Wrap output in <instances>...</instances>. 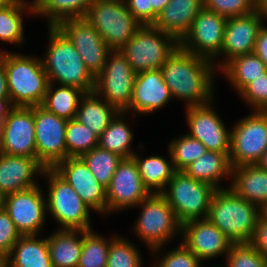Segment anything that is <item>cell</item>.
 Instances as JSON below:
<instances>
[{
  "label": "cell",
  "instance_id": "6da1fadb",
  "mask_svg": "<svg viewBox=\"0 0 267 267\" xmlns=\"http://www.w3.org/2000/svg\"><path fill=\"white\" fill-rule=\"evenodd\" d=\"M172 98L186 101L187 106L206 105L212 102L215 64L180 45L160 68Z\"/></svg>",
  "mask_w": 267,
  "mask_h": 267
},
{
  "label": "cell",
  "instance_id": "7a4b0ae2",
  "mask_svg": "<svg viewBox=\"0 0 267 267\" xmlns=\"http://www.w3.org/2000/svg\"><path fill=\"white\" fill-rule=\"evenodd\" d=\"M49 45L41 58L49 83L73 86L85 93L94 91L95 77L87 69L69 38L57 27L48 26Z\"/></svg>",
  "mask_w": 267,
  "mask_h": 267
},
{
  "label": "cell",
  "instance_id": "3957f363",
  "mask_svg": "<svg viewBox=\"0 0 267 267\" xmlns=\"http://www.w3.org/2000/svg\"><path fill=\"white\" fill-rule=\"evenodd\" d=\"M262 210L230 188L216 189L207 219L234 243L250 242Z\"/></svg>",
  "mask_w": 267,
  "mask_h": 267
},
{
  "label": "cell",
  "instance_id": "277c9868",
  "mask_svg": "<svg viewBox=\"0 0 267 267\" xmlns=\"http://www.w3.org/2000/svg\"><path fill=\"white\" fill-rule=\"evenodd\" d=\"M7 74L8 90L14 106L42 105L49 85L41 58L0 51Z\"/></svg>",
  "mask_w": 267,
  "mask_h": 267
},
{
  "label": "cell",
  "instance_id": "5b68a950",
  "mask_svg": "<svg viewBox=\"0 0 267 267\" xmlns=\"http://www.w3.org/2000/svg\"><path fill=\"white\" fill-rule=\"evenodd\" d=\"M139 206L143 209L134 225V233L150 248L152 256L175 234L182 236V224L160 193L150 194L136 207Z\"/></svg>",
  "mask_w": 267,
  "mask_h": 267
},
{
  "label": "cell",
  "instance_id": "8992f818",
  "mask_svg": "<svg viewBox=\"0 0 267 267\" xmlns=\"http://www.w3.org/2000/svg\"><path fill=\"white\" fill-rule=\"evenodd\" d=\"M180 43L153 25H142L119 51L136 73L157 70Z\"/></svg>",
  "mask_w": 267,
  "mask_h": 267
},
{
  "label": "cell",
  "instance_id": "52a82bcc",
  "mask_svg": "<svg viewBox=\"0 0 267 267\" xmlns=\"http://www.w3.org/2000/svg\"><path fill=\"white\" fill-rule=\"evenodd\" d=\"M167 186L160 194L182 225L191 220L207 218L215 187L195 180L184 171H176Z\"/></svg>",
  "mask_w": 267,
  "mask_h": 267
},
{
  "label": "cell",
  "instance_id": "ba28073f",
  "mask_svg": "<svg viewBox=\"0 0 267 267\" xmlns=\"http://www.w3.org/2000/svg\"><path fill=\"white\" fill-rule=\"evenodd\" d=\"M48 180L47 211L60 225V229L92 230L90 211L80 196L53 168L43 172Z\"/></svg>",
  "mask_w": 267,
  "mask_h": 267
},
{
  "label": "cell",
  "instance_id": "9c48e42d",
  "mask_svg": "<svg viewBox=\"0 0 267 267\" xmlns=\"http://www.w3.org/2000/svg\"><path fill=\"white\" fill-rule=\"evenodd\" d=\"M111 50H119L142 26L124 0H95L84 17Z\"/></svg>",
  "mask_w": 267,
  "mask_h": 267
},
{
  "label": "cell",
  "instance_id": "30bf717a",
  "mask_svg": "<svg viewBox=\"0 0 267 267\" xmlns=\"http://www.w3.org/2000/svg\"><path fill=\"white\" fill-rule=\"evenodd\" d=\"M232 128L231 167L256 164L267 149V111H253L238 120Z\"/></svg>",
  "mask_w": 267,
  "mask_h": 267
},
{
  "label": "cell",
  "instance_id": "8fae6325",
  "mask_svg": "<svg viewBox=\"0 0 267 267\" xmlns=\"http://www.w3.org/2000/svg\"><path fill=\"white\" fill-rule=\"evenodd\" d=\"M136 76L120 51L112 50L103 70L95 77L94 92L124 112L130 106Z\"/></svg>",
  "mask_w": 267,
  "mask_h": 267
},
{
  "label": "cell",
  "instance_id": "7c38bea8",
  "mask_svg": "<svg viewBox=\"0 0 267 267\" xmlns=\"http://www.w3.org/2000/svg\"><path fill=\"white\" fill-rule=\"evenodd\" d=\"M226 23V17L203 8L193 20L180 46L190 53L213 62L216 66L218 57L222 56Z\"/></svg>",
  "mask_w": 267,
  "mask_h": 267
},
{
  "label": "cell",
  "instance_id": "4fadbf2b",
  "mask_svg": "<svg viewBox=\"0 0 267 267\" xmlns=\"http://www.w3.org/2000/svg\"><path fill=\"white\" fill-rule=\"evenodd\" d=\"M66 119L34 106L35 141L37 160L45 168H54L67 158L65 143Z\"/></svg>",
  "mask_w": 267,
  "mask_h": 267
},
{
  "label": "cell",
  "instance_id": "5bb4252c",
  "mask_svg": "<svg viewBox=\"0 0 267 267\" xmlns=\"http://www.w3.org/2000/svg\"><path fill=\"white\" fill-rule=\"evenodd\" d=\"M0 152L37 160L34 106H15L0 123Z\"/></svg>",
  "mask_w": 267,
  "mask_h": 267
},
{
  "label": "cell",
  "instance_id": "9a60e30c",
  "mask_svg": "<svg viewBox=\"0 0 267 267\" xmlns=\"http://www.w3.org/2000/svg\"><path fill=\"white\" fill-rule=\"evenodd\" d=\"M151 193L144 186L133 158H123L106 188V215L136 207Z\"/></svg>",
  "mask_w": 267,
  "mask_h": 267
},
{
  "label": "cell",
  "instance_id": "2e32d148",
  "mask_svg": "<svg viewBox=\"0 0 267 267\" xmlns=\"http://www.w3.org/2000/svg\"><path fill=\"white\" fill-rule=\"evenodd\" d=\"M57 27L69 38L90 73L96 77L112 51L100 33L85 19H65Z\"/></svg>",
  "mask_w": 267,
  "mask_h": 267
},
{
  "label": "cell",
  "instance_id": "e0dca14e",
  "mask_svg": "<svg viewBox=\"0 0 267 267\" xmlns=\"http://www.w3.org/2000/svg\"><path fill=\"white\" fill-rule=\"evenodd\" d=\"M40 187L36 185L4 197V209L22 236L39 235L44 227L47 207Z\"/></svg>",
  "mask_w": 267,
  "mask_h": 267
},
{
  "label": "cell",
  "instance_id": "ac0fdd59",
  "mask_svg": "<svg viewBox=\"0 0 267 267\" xmlns=\"http://www.w3.org/2000/svg\"><path fill=\"white\" fill-rule=\"evenodd\" d=\"M212 104L185 107L188 135L201 141L209 151L230 153L231 131L226 129Z\"/></svg>",
  "mask_w": 267,
  "mask_h": 267
},
{
  "label": "cell",
  "instance_id": "d6986e66",
  "mask_svg": "<svg viewBox=\"0 0 267 267\" xmlns=\"http://www.w3.org/2000/svg\"><path fill=\"white\" fill-rule=\"evenodd\" d=\"M53 169L71 185L92 211L106 215V187L97 181L80 157H68Z\"/></svg>",
  "mask_w": 267,
  "mask_h": 267
},
{
  "label": "cell",
  "instance_id": "ffe728a7",
  "mask_svg": "<svg viewBox=\"0 0 267 267\" xmlns=\"http://www.w3.org/2000/svg\"><path fill=\"white\" fill-rule=\"evenodd\" d=\"M264 18L254 11L248 15L227 18L222 45L224 60L216 61L219 71L229 60L254 52L256 38L264 25Z\"/></svg>",
  "mask_w": 267,
  "mask_h": 267
},
{
  "label": "cell",
  "instance_id": "44dd1931",
  "mask_svg": "<svg viewBox=\"0 0 267 267\" xmlns=\"http://www.w3.org/2000/svg\"><path fill=\"white\" fill-rule=\"evenodd\" d=\"M183 244L202 262L226 255L234 242L207 218L191 220L182 225Z\"/></svg>",
  "mask_w": 267,
  "mask_h": 267
},
{
  "label": "cell",
  "instance_id": "7402d4cb",
  "mask_svg": "<svg viewBox=\"0 0 267 267\" xmlns=\"http://www.w3.org/2000/svg\"><path fill=\"white\" fill-rule=\"evenodd\" d=\"M172 95L169 87L165 84L161 70H149L137 73L133 95L128 111L134 116L136 114H150L163 106L170 100Z\"/></svg>",
  "mask_w": 267,
  "mask_h": 267
},
{
  "label": "cell",
  "instance_id": "603a6c76",
  "mask_svg": "<svg viewBox=\"0 0 267 267\" xmlns=\"http://www.w3.org/2000/svg\"><path fill=\"white\" fill-rule=\"evenodd\" d=\"M44 170L45 167L34 158L0 152V193L5 197L39 185L34 176H42Z\"/></svg>",
  "mask_w": 267,
  "mask_h": 267
},
{
  "label": "cell",
  "instance_id": "cb8c5ba5",
  "mask_svg": "<svg viewBox=\"0 0 267 267\" xmlns=\"http://www.w3.org/2000/svg\"><path fill=\"white\" fill-rule=\"evenodd\" d=\"M203 8V0H170L158 14L153 26L173 36L180 43Z\"/></svg>",
  "mask_w": 267,
  "mask_h": 267
},
{
  "label": "cell",
  "instance_id": "d4e9b609",
  "mask_svg": "<svg viewBox=\"0 0 267 267\" xmlns=\"http://www.w3.org/2000/svg\"><path fill=\"white\" fill-rule=\"evenodd\" d=\"M228 186L236 195L257 205L267 207V171L254 165H241L231 170Z\"/></svg>",
  "mask_w": 267,
  "mask_h": 267
},
{
  "label": "cell",
  "instance_id": "484cf974",
  "mask_svg": "<svg viewBox=\"0 0 267 267\" xmlns=\"http://www.w3.org/2000/svg\"><path fill=\"white\" fill-rule=\"evenodd\" d=\"M52 267H77L83 248V230L58 229L48 237Z\"/></svg>",
  "mask_w": 267,
  "mask_h": 267
},
{
  "label": "cell",
  "instance_id": "4316f807",
  "mask_svg": "<svg viewBox=\"0 0 267 267\" xmlns=\"http://www.w3.org/2000/svg\"><path fill=\"white\" fill-rule=\"evenodd\" d=\"M5 261L7 267H52L48 237L21 236Z\"/></svg>",
  "mask_w": 267,
  "mask_h": 267
},
{
  "label": "cell",
  "instance_id": "83f0119b",
  "mask_svg": "<svg viewBox=\"0 0 267 267\" xmlns=\"http://www.w3.org/2000/svg\"><path fill=\"white\" fill-rule=\"evenodd\" d=\"M119 112L93 91L81 98L75 119L100 137Z\"/></svg>",
  "mask_w": 267,
  "mask_h": 267
},
{
  "label": "cell",
  "instance_id": "f1b7e54d",
  "mask_svg": "<svg viewBox=\"0 0 267 267\" xmlns=\"http://www.w3.org/2000/svg\"><path fill=\"white\" fill-rule=\"evenodd\" d=\"M229 153L213 152L207 150L200 158L193 161L183 171L195 180L208 183L216 189L220 186L221 179L231 176Z\"/></svg>",
  "mask_w": 267,
  "mask_h": 267
},
{
  "label": "cell",
  "instance_id": "f546056e",
  "mask_svg": "<svg viewBox=\"0 0 267 267\" xmlns=\"http://www.w3.org/2000/svg\"><path fill=\"white\" fill-rule=\"evenodd\" d=\"M168 153L169 161L159 155L144 157V159L136 153L132 156L137 164L142 182L151 194L161 193L176 172L169 150Z\"/></svg>",
  "mask_w": 267,
  "mask_h": 267
},
{
  "label": "cell",
  "instance_id": "4dcf8cb0",
  "mask_svg": "<svg viewBox=\"0 0 267 267\" xmlns=\"http://www.w3.org/2000/svg\"><path fill=\"white\" fill-rule=\"evenodd\" d=\"M266 70V64L252 52L229 60L219 71L239 93L247 84L262 76Z\"/></svg>",
  "mask_w": 267,
  "mask_h": 267
},
{
  "label": "cell",
  "instance_id": "1f68e13d",
  "mask_svg": "<svg viewBox=\"0 0 267 267\" xmlns=\"http://www.w3.org/2000/svg\"><path fill=\"white\" fill-rule=\"evenodd\" d=\"M95 0H33L34 15L45 16L48 26H57L65 19L84 18Z\"/></svg>",
  "mask_w": 267,
  "mask_h": 267
},
{
  "label": "cell",
  "instance_id": "d6a6232c",
  "mask_svg": "<svg viewBox=\"0 0 267 267\" xmlns=\"http://www.w3.org/2000/svg\"><path fill=\"white\" fill-rule=\"evenodd\" d=\"M31 13L34 15L33 1L19 0L14 3L0 5V40L4 43L21 45L24 43L23 17ZM25 13V14H24Z\"/></svg>",
  "mask_w": 267,
  "mask_h": 267
},
{
  "label": "cell",
  "instance_id": "836d02e7",
  "mask_svg": "<svg viewBox=\"0 0 267 267\" xmlns=\"http://www.w3.org/2000/svg\"><path fill=\"white\" fill-rule=\"evenodd\" d=\"M54 87V83H49L41 106L58 117L66 120L74 119L85 92L73 86Z\"/></svg>",
  "mask_w": 267,
  "mask_h": 267
},
{
  "label": "cell",
  "instance_id": "e575fe53",
  "mask_svg": "<svg viewBox=\"0 0 267 267\" xmlns=\"http://www.w3.org/2000/svg\"><path fill=\"white\" fill-rule=\"evenodd\" d=\"M124 114L126 113L120 111L101 133L99 146L110 152L117 153L123 158H132L135 154L131 149L134 135L127 121L125 122Z\"/></svg>",
  "mask_w": 267,
  "mask_h": 267
},
{
  "label": "cell",
  "instance_id": "d590c367",
  "mask_svg": "<svg viewBox=\"0 0 267 267\" xmlns=\"http://www.w3.org/2000/svg\"><path fill=\"white\" fill-rule=\"evenodd\" d=\"M97 181L105 186H109L114 172L117 170L123 157L117 153L101 148L99 145L80 157Z\"/></svg>",
  "mask_w": 267,
  "mask_h": 267
},
{
  "label": "cell",
  "instance_id": "8d00e7d4",
  "mask_svg": "<svg viewBox=\"0 0 267 267\" xmlns=\"http://www.w3.org/2000/svg\"><path fill=\"white\" fill-rule=\"evenodd\" d=\"M93 230H83V248L77 267H106L111 240Z\"/></svg>",
  "mask_w": 267,
  "mask_h": 267
},
{
  "label": "cell",
  "instance_id": "74e56055",
  "mask_svg": "<svg viewBox=\"0 0 267 267\" xmlns=\"http://www.w3.org/2000/svg\"><path fill=\"white\" fill-rule=\"evenodd\" d=\"M65 143L67 146V158L81 157L99 145V137L74 118L67 121Z\"/></svg>",
  "mask_w": 267,
  "mask_h": 267
},
{
  "label": "cell",
  "instance_id": "f35d334b",
  "mask_svg": "<svg viewBox=\"0 0 267 267\" xmlns=\"http://www.w3.org/2000/svg\"><path fill=\"white\" fill-rule=\"evenodd\" d=\"M167 149L170 151L176 171H183L207 152L206 146L201 141L188 134L171 140Z\"/></svg>",
  "mask_w": 267,
  "mask_h": 267
},
{
  "label": "cell",
  "instance_id": "ab89813d",
  "mask_svg": "<svg viewBox=\"0 0 267 267\" xmlns=\"http://www.w3.org/2000/svg\"><path fill=\"white\" fill-rule=\"evenodd\" d=\"M138 248L126 238L115 235L111 240L106 267H142Z\"/></svg>",
  "mask_w": 267,
  "mask_h": 267
},
{
  "label": "cell",
  "instance_id": "60d3db41",
  "mask_svg": "<svg viewBox=\"0 0 267 267\" xmlns=\"http://www.w3.org/2000/svg\"><path fill=\"white\" fill-rule=\"evenodd\" d=\"M225 267H266L267 259L249 242L233 243ZM223 267V266H221Z\"/></svg>",
  "mask_w": 267,
  "mask_h": 267
},
{
  "label": "cell",
  "instance_id": "b9f144b4",
  "mask_svg": "<svg viewBox=\"0 0 267 267\" xmlns=\"http://www.w3.org/2000/svg\"><path fill=\"white\" fill-rule=\"evenodd\" d=\"M204 8L226 18L248 15L255 9V0H203Z\"/></svg>",
  "mask_w": 267,
  "mask_h": 267
},
{
  "label": "cell",
  "instance_id": "7bdbcfd3",
  "mask_svg": "<svg viewBox=\"0 0 267 267\" xmlns=\"http://www.w3.org/2000/svg\"><path fill=\"white\" fill-rule=\"evenodd\" d=\"M237 94L251 106L252 111H267V70Z\"/></svg>",
  "mask_w": 267,
  "mask_h": 267
},
{
  "label": "cell",
  "instance_id": "ee69618b",
  "mask_svg": "<svg viewBox=\"0 0 267 267\" xmlns=\"http://www.w3.org/2000/svg\"><path fill=\"white\" fill-rule=\"evenodd\" d=\"M161 258L153 267H202V261L183 242L167 251Z\"/></svg>",
  "mask_w": 267,
  "mask_h": 267
},
{
  "label": "cell",
  "instance_id": "f6af8a7d",
  "mask_svg": "<svg viewBox=\"0 0 267 267\" xmlns=\"http://www.w3.org/2000/svg\"><path fill=\"white\" fill-rule=\"evenodd\" d=\"M21 236L8 212L4 208L0 210V258L10 254Z\"/></svg>",
  "mask_w": 267,
  "mask_h": 267
},
{
  "label": "cell",
  "instance_id": "bcb514c9",
  "mask_svg": "<svg viewBox=\"0 0 267 267\" xmlns=\"http://www.w3.org/2000/svg\"><path fill=\"white\" fill-rule=\"evenodd\" d=\"M128 10L141 25H152L150 0H124Z\"/></svg>",
  "mask_w": 267,
  "mask_h": 267
},
{
  "label": "cell",
  "instance_id": "7dc6e473",
  "mask_svg": "<svg viewBox=\"0 0 267 267\" xmlns=\"http://www.w3.org/2000/svg\"><path fill=\"white\" fill-rule=\"evenodd\" d=\"M249 243L267 259V219L263 215L258 218Z\"/></svg>",
  "mask_w": 267,
  "mask_h": 267
},
{
  "label": "cell",
  "instance_id": "c3c4849f",
  "mask_svg": "<svg viewBox=\"0 0 267 267\" xmlns=\"http://www.w3.org/2000/svg\"><path fill=\"white\" fill-rule=\"evenodd\" d=\"M254 53L258 55L267 66V26L265 24L258 32Z\"/></svg>",
  "mask_w": 267,
  "mask_h": 267
},
{
  "label": "cell",
  "instance_id": "681fc988",
  "mask_svg": "<svg viewBox=\"0 0 267 267\" xmlns=\"http://www.w3.org/2000/svg\"><path fill=\"white\" fill-rule=\"evenodd\" d=\"M0 98H10L7 74L3 62L0 60Z\"/></svg>",
  "mask_w": 267,
  "mask_h": 267
},
{
  "label": "cell",
  "instance_id": "f907efd6",
  "mask_svg": "<svg viewBox=\"0 0 267 267\" xmlns=\"http://www.w3.org/2000/svg\"><path fill=\"white\" fill-rule=\"evenodd\" d=\"M14 107L10 98H0V123L9 115Z\"/></svg>",
  "mask_w": 267,
  "mask_h": 267
},
{
  "label": "cell",
  "instance_id": "816d5d0a",
  "mask_svg": "<svg viewBox=\"0 0 267 267\" xmlns=\"http://www.w3.org/2000/svg\"><path fill=\"white\" fill-rule=\"evenodd\" d=\"M170 0H150L152 5V25L157 19L158 14L165 8Z\"/></svg>",
  "mask_w": 267,
  "mask_h": 267
},
{
  "label": "cell",
  "instance_id": "f5cc1de1",
  "mask_svg": "<svg viewBox=\"0 0 267 267\" xmlns=\"http://www.w3.org/2000/svg\"><path fill=\"white\" fill-rule=\"evenodd\" d=\"M255 9L264 18V21L266 22V20H267V0H255Z\"/></svg>",
  "mask_w": 267,
  "mask_h": 267
},
{
  "label": "cell",
  "instance_id": "db71d44e",
  "mask_svg": "<svg viewBox=\"0 0 267 267\" xmlns=\"http://www.w3.org/2000/svg\"><path fill=\"white\" fill-rule=\"evenodd\" d=\"M256 165L259 168L267 171V149L264 151L263 155L260 157Z\"/></svg>",
  "mask_w": 267,
  "mask_h": 267
},
{
  "label": "cell",
  "instance_id": "11a10c76",
  "mask_svg": "<svg viewBox=\"0 0 267 267\" xmlns=\"http://www.w3.org/2000/svg\"><path fill=\"white\" fill-rule=\"evenodd\" d=\"M16 1H19V0H0V5L10 4Z\"/></svg>",
  "mask_w": 267,
  "mask_h": 267
},
{
  "label": "cell",
  "instance_id": "9f6ffc18",
  "mask_svg": "<svg viewBox=\"0 0 267 267\" xmlns=\"http://www.w3.org/2000/svg\"><path fill=\"white\" fill-rule=\"evenodd\" d=\"M4 208V196L0 193V210Z\"/></svg>",
  "mask_w": 267,
  "mask_h": 267
},
{
  "label": "cell",
  "instance_id": "6f0895ef",
  "mask_svg": "<svg viewBox=\"0 0 267 267\" xmlns=\"http://www.w3.org/2000/svg\"><path fill=\"white\" fill-rule=\"evenodd\" d=\"M0 267H7L6 261L3 258H0Z\"/></svg>",
  "mask_w": 267,
  "mask_h": 267
},
{
  "label": "cell",
  "instance_id": "680465c9",
  "mask_svg": "<svg viewBox=\"0 0 267 267\" xmlns=\"http://www.w3.org/2000/svg\"><path fill=\"white\" fill-rule=\"evenodd\" d=\"M262 215L267 219V207L262 210Z\"/></svg>",
  "mask_w": 267,
  "mask_h": 267
}]
</instances>
